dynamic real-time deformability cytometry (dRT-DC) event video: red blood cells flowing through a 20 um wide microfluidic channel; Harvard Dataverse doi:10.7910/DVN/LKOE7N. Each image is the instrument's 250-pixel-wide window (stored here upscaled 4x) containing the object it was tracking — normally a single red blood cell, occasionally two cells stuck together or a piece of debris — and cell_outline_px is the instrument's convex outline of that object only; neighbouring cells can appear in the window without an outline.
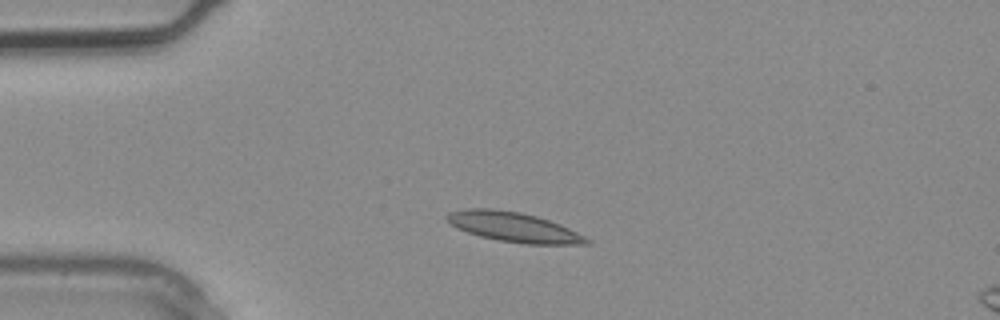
{"species": "common noctule bat (a hibernating species)", "species_latin": "Nyctalus noctula", "temperature_condition": "warm", "stored_images_in_passage": 3, "camera_frame_rate_fps": 3000, "um_per_image_px": 0.085, "animal": {"sex": "male", "body_mass_g": 20.4}, "frame": {"image": 1, "passage_image": 2, "time_ms": 0.333, "image_size_px": [1000, 320], "cell_outline_px": [[592, 244], [524, 244], [500, 240], [480, 236], [468, 232], [452, 224], [444, 216], [448, 212], [468, 208], [492, 208], [520, 212], [536, 216], [560, 224], [592, 240]], "centroid_in_image_um": [43.68, 19.29], "position_along_channel_um": 41.3, "area_um2": 23.99}}